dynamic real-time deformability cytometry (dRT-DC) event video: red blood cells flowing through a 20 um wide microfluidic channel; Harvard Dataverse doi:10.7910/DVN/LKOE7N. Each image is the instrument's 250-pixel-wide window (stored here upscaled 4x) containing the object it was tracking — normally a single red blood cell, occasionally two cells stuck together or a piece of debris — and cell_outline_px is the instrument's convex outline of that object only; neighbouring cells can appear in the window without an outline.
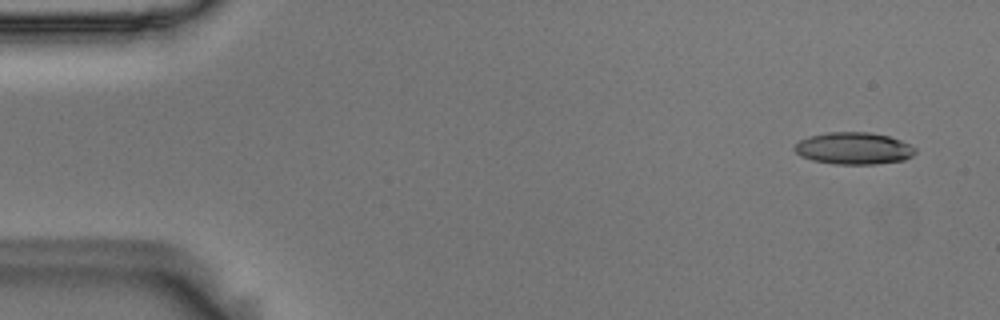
{"species": "Egyptian fruit bat (a non-hibernating species)", "species_latin": "Rousettus aegyptiacus", "temperature_condition": "room temperature", "stored_images_in_passage": 4, "camera_frame_rate_fps": 3000, "um_per_image_px": 0.085, "animal": {"sex": "male"}, "frame": {"image": 1, "passage_image": 1, "time_ms": 0.0, "image_size_px": [1000, 320], "cell_outline_px": [[916, 152], [912, 156], [904, 160], [876, 164], [836, 164], [812, 160], [800, 156], [792, 148], [800, 140], [808, 136], [828, 132], [868, 132], [888, 136], [900, 140], [916, 148]], "centroid_in_image_um": [72.55, 12.61], "position_along_channel_um": 12.5, "area_um2": 22.54}}